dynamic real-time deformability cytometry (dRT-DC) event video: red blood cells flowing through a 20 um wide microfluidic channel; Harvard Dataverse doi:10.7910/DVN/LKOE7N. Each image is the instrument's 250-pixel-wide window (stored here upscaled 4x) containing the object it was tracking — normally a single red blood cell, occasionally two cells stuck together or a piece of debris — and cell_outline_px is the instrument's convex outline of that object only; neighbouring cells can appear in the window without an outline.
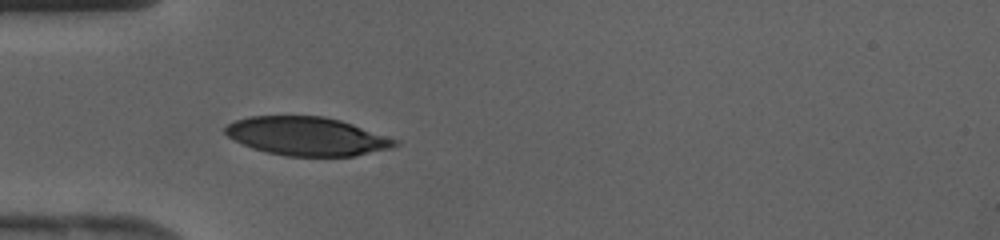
{"species": "human", "species_latin": "Homo sapiens", "temperature_condition": "cold", "stored_images_in_passage": 30, "camera_frame_rate_fps": 3000, "um_per_image_px": 0.085, "donor": {"sex": "female"}, "frame": {"image": 1, "passage_image": 1, "time_ms": 0.0, "image_size_px": [1000, 240], "cell_outline_px": [[400, 144], [388, 148], [352, 156], [288, 156], [268, 152], [252, 148], [228, 136], [224, 132], [224, 128], [228, 124], [236, 120], [248, 116], [324, 116], [340, 120], [400, 140]], "centroid_in_image_um": [26.09, 11.57], "position_along_channel_um": 58.9, "area_um2": 37.8}}
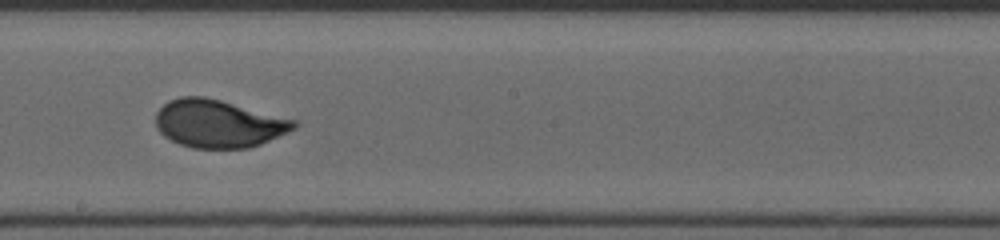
{"frame": {"image": 2, "passage_image": 12, "time_ms": 3.667, "image_size_px": [1000, 240], "cell_outline_px": [[300, 124], [296, 128], [288, 132], [260, 144], [248, 148], [192, 148], [180, 144], [164, 136], [156, 128], [156, 112], [168, 100], [180, 96], [204, 96], [220, 100], [296, 120]], "centroid_in_image_um": [18.56, 10.5], "position_along_channel_um": 229.6, "area_um2": 38.49}}
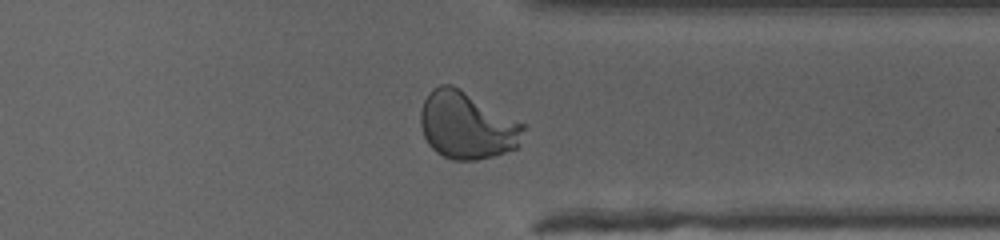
{"frame": {"image": 3, "passage_image": 21, "time_ms": 6.667, "image_size_px": [1000, 240], "cell_outline_px": [[524, 128], [520, 144], [516, 148], [492, 156], [476, 160], [452, 160], [436, 152], [428, 144], [424, 136], [420, 124], [420, 112], [424, 100], [428, 92], [432, 88], [440, 84], [452, 84], [460, 88], [524, 124]], "centroid_in_image_um": [39.65, 10.65], "position_along_channel_um": 371.8, "area_um2": 40.23}}